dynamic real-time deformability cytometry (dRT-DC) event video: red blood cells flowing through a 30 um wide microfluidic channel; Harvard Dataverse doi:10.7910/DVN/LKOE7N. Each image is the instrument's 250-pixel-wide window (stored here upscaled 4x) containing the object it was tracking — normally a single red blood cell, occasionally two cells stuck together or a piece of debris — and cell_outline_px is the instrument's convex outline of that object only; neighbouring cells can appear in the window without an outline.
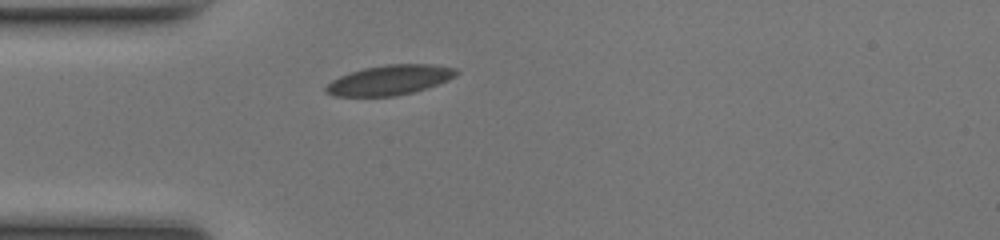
{"species": "common noctule bat (a hibernating species)", "species_latin": "Nyctalus noctula", "temperature_condition": "room temperature", "stored_images_in_passage": 37, "camera_frame_rate_fps": 3000, "um_per_image_px": 0.085, "animal": {"sex": "female", "body_mass_g": 17.0, "forearm_length_mm": 48.0}, "frame": {"image": 1, "passage_image": 1, "time_ms": 0.0, "image_size_px": [1000, 240], "cell_outline_px": [[460, 72], [456, 76], [448, 80], [412, 92], [396, 96], [332, 96], [324, 92], [324, 88], [332, 80], [340, 76], [364, 68], [388, 64], [432, 64], [456, 68]], "centroid_in_image_um": [33.11, 6.8], "position_along_channel_um": 51.9, "area_um2": 22.6}}
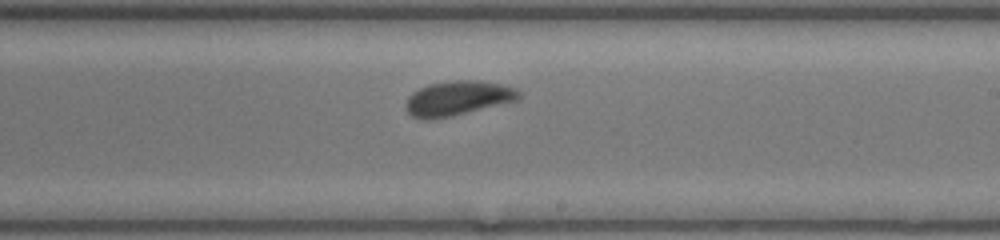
{"frame": {"image": 2, "passage_image": 16, "time_ms": 5.0, "image_size_px": [1000, 240], "cell_outline_px": [[520, 100], [448, 116], [428, 120], [412, 116], [408, 112], [408, 96], [412, 92], [428, 84], [452, 80], [480, 80], [504, 84], [516, 88], [520, 92]], "centroid_in_image_um": [38.97, 8.32], "position_along_channel_um": 250.0, "area_um2": 22.6}}
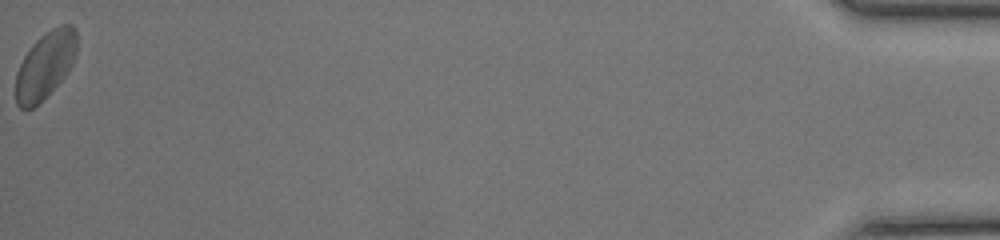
{"frame": {"image": 3, "passage_image": 37, "time_ms": 12.0, "image_size_px": [1000, 240], "cell_outline_px": [[76, 56], [68, 72], [32, 108], [20, 108], [16, 104], [16, 72], [28, 48], [40, 36], [52, 28], [60, 24], [72, 24], [76, 28]], "centroid_in_image_um": [3.85, 5.48], "position_along_channel_um": 431.4, "area_um2": 23.58}, "authors_computed_cell_mechanics": {"area_um2": 22.3108, "velocity_mm_per_s": 4.1349, "shape_relaxation_time_tau1_ms": 2.2155, "shape_relaxation_time_tau2_ms": 1.5308, "deformation_change_tau1": 0.0793, "deformation_change_tau2": 0.0753}}